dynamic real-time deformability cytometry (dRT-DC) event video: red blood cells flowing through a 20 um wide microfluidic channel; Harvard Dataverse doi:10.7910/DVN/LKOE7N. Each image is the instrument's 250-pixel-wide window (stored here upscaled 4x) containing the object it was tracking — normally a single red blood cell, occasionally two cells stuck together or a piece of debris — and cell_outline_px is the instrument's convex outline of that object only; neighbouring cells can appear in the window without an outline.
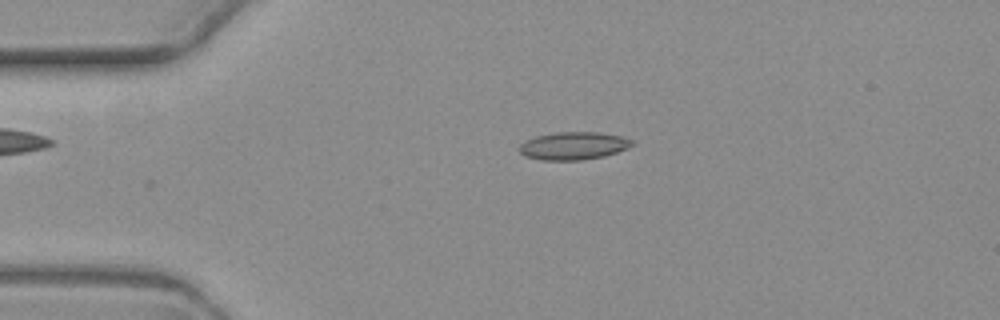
{"species": "common noctule bat (a hibernating species)", "species_latin": "Nyctalus noctula", "temperature_condition": "warm", "stored_images_in_passage": 3, "camera_frame_rate_fps": 3000, "um_per_image_px": 0.085, "animal": {"sex": "female", "body_mass_g": 19.3, "forearm_length_mm": 54.1}, "frame": {"image": 1, "passage_image": 3, "time_ms": 3.333, "image_size_px": [1000, 320], "cell_outline_px": [[636, 144], [628, 148], [604, 156], [580, 160], [540, 160], [524, 156], [520, 152], [520, 144], [524, 140], [536, 136], [556, 132], [596, 132], [620, 136], [632, 140]], "centroid_in_image_um": [48.73, 12.39], "position_along_channel_um": 36.3, "area_um2": 18.26}}